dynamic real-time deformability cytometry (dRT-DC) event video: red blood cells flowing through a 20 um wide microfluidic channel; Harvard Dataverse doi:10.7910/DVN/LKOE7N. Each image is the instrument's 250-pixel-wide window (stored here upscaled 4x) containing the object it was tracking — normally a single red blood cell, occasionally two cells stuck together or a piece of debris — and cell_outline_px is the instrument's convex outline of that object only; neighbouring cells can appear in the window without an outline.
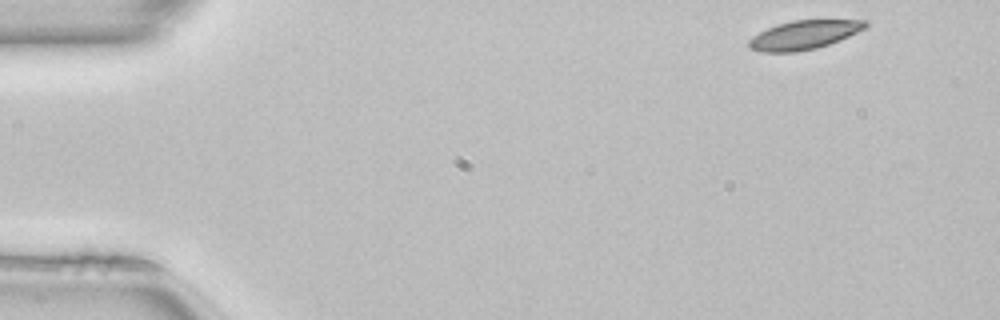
{"species": "common noctule bat (a hibernating species)", "species_latin": "Nyctalus noctula", "temperature_condition": "room temperature", "stored_images_in_passage": 47, "camera_frame_rate_fps": 3000, "um_per_image_px": 0.085, "animal": {"sex": "female", "body_mass_g": 22.7, "forearm_length_mm": 54.2}, "frame": {"image": 1, "passage_image": 1, "time_ms": 0.0, "image_size_px": [1000, 320], "cell_outline_px": [[868, 24], [864, 28], [840, 40], [816, 48], [796, 52], [760, 52], [748, 48], [748, 40], [752, 36], [776, 24], [792, 20], [868, 20]], "centroid_in_image_um": [68.29, 2.97], "position_along_channel_um": 16.7, "area_um2": 19.54}}
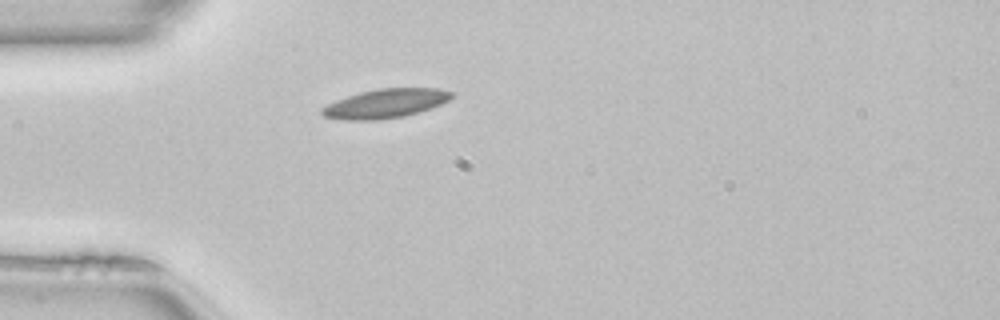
{"frame": {"image": 2, "passage_image": 11, "time_ms": 3.333, "image_size_px": [1000, 320], "cell_outline_px": [[456, 96], [440, 104], [404, 116], [372, 120], [348, 120], [324, 116], [320, 112], [320, 108], [336, 100], [360, 92], [380, 88], [440, 88], [452, 92]], "centroid_in_image_um": [32.77, 8.78], "position_along_channel_um": 52.2, "area_um2": 21.68}, "authors_computed_cell_mechanics": {"area_um2": 20.0566, "velocity_mm_per_s": 4.037, "shape_relaxation_time_tau1_ms": 7.841, "shape_relaxation_time_tau2_ms": null, "deformation_change_tau1": 0.1351, "deformation_change_tau2": null}}